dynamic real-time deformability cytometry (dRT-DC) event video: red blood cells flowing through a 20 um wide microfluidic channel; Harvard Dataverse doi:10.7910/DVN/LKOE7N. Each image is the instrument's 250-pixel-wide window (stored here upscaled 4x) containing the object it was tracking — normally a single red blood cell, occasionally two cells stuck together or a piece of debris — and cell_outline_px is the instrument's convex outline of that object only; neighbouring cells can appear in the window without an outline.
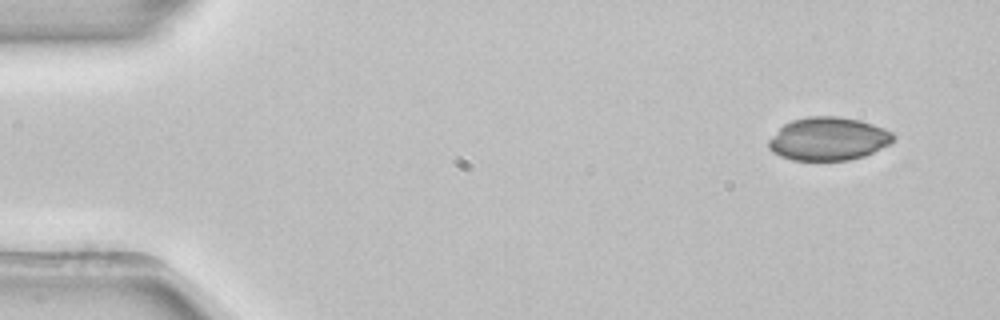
{"species": "common noctule bat (a hibernating species)", "species_latin": "Nyctalus noctula", "temperature_condition": "room temperature", "stored_images_in_passage": 49, "camera_frame_rate_fps": 3000, "um_per_image_px": 0.085, "animal": {"sex": "female", "body_mass_g": 22.7, "forearm_length_mm": 54.2}, "frame": {"image": 1, "passage_image": 1, "time_ms": 0.0, "image_size_px": [1000, 320], "cell_outline_px": [[896, 136], [888, 144], [864, 156], [848, 160], [792, 160], [780, 156], [772, 152], [768, 148], [768, 140], [784, 124], [792, 120], [808, 116], [836, 116], [860, 120], [884, 128], [892, 132]], "centroid_in_image_um": [70.38, 11.8], "position_along_channel_um": 14.6, "area_um2": 31.27}}